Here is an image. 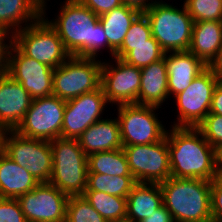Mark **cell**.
I'll list each match as a JSON object with an SVG mask.
<instances>
[{
    "label": "cell",
    "instance_id": "obj_7",
    "mask_svg": "<svg viewBox=\"0 0 222 222\" xmlns=\"http://www.w3.org/2000/svg\"><path fill=\"white\" fill-rule=\"evenodd\" d=\"M101 67V59L70 56L54 69L52 95L69 100L98 89Z\"/></svg>",
    "mask_w": 222,
    "mask_h": 222
},
{
    "label": "cell",
    "instance_id": "obj_14",
    "mask_svg": "<svg viewBox=\"0 0 222 222\" xmlns=\"http://www.w3.org/2000/svg\"><path fill=\"white\" fill-rule=\"evenodd\" d=\"M54 69L24 55L13 43L7 53L6 73L22 84L32 99L47 97L53 93Z\"/></svg>",
    "mask_w": 222,
    "mask_h": 222
},
{
    "label": "cell",
    "instance_id": "obj_35",
    "mask_svg": "<svg viewBox=\"0 0 222 222\" xmlns=\"http://www.w3.org/2000/svg\"><path fill=\"white\" fill-rule=\"evenodd\" d=\"M210 200L212 222H222V181L220 179L211 181Z\"/></svg>",
    "mask_w": 222,
    "mask_h": 222
},
{
    "label": "cell",
    "instance_id": "obj_27",
    "mask_svg": "<svg viewBox=\"0 0 222 222\" xmlns=\"http://www.w3.org/2000/svg\"><path fill=\"white\" fill-rule=\"evenodd\" d=\"M83 196L107 222H126L127 198L100 191H85Z\"/></svg>",
    "mask_w": 222,
    "mask_h": 222
},
{
    "label": "cell",
    "instance_id": "obj_28",
    "mask_svg": "<svg viewBox=\"0 0 222 222\" xmlns=\"http://www.w3.org/2000/svg\"><path fill=\"white\" fill-rule=\"evenodd\" d=\"M164 55L165 52L161 49L159 43H145L140 45H121L115 52L114 57L141 69L162 59Z\"/></svg>",
    "mask_w": 222,
    "mask_h": 222
},
{
    "label": "cell",
    "instance_id": "obj_43",
    "mask_svg": "<svg viewBox=\"0 0 222 222\" xmlns=\"http://www.w3.org/2000/svg\"><path fill=\"white\" fill-rule=\"evenodd\" d=\"M216 170L217 179L222 177V146L216 149Z\"/></svg>",
    "mask_w": 222,
    "mask_h": 222
},
{
    "label": "cell",
    "instance_id": "obj_12",
    "mask_svg": "<svg viewBox=\"0 0 222 222\" xmlns=\"http://www.w3.org/2000/svg\"><path fill=\"white\" fill-rule=\"evenodd\" d=\"M130 172L137 183H161L171 177L168 141L124 146Z\"/></svg>",
    "mask_w": 222,
    "mask_h": 222
},
{
    "label": "cell",
    "instance_id": "obj_3",
    "mask_svg": "<svg viewBox=\"0 0 222 222\" xmlns=\"http://www.w3.org/2000/svg\"><path fill=\"white\" fill-rule=\"evenodd\" d=\"M159 184L174 222H212L211 181L169 177Z\"/></svg>",
    "mask_w": 222,
    "mask_h": 222
},
{
    "label": "cell",
    "instance_id": "obj_6",
    "mask_svg": "<svg viewBox=\"0 0 222 222\" xmlns=\"http://www.w3.org/2000/svg\"><path fill=\"white\" fill-rule=\"evenodd\" d=\"M12 40L24 55L53 69L62 65L71 56L56 30L43 16L15 32Z\"/></svg>",
    "mask_w": 222,
    "mask_h": 222
},
{
    "label": "cell",
    "instance_id": "obj_26",
    "mask_svg": "<svg viewBox=\"0 0 222 222\" xmlns=\"http://www.w3.org/2000/svg\"><path fill=\"white\" fill-rule=\"evenodd\" d=\"M87 166L88 173L132 176L123 148L92 153L87 156Z\"/></svg>",
    "mask_w": 222,
    "mask_h": 222
},
{
    "label": "cell",
    "instance_id": "obj_24",
    "mask_svg": "<svg viewBox=\"0 0 222 222\" xmlns=\"http://www.w3.org/2000/svg\"><path fill=\"white\" fill-rule=\"evenodd\" d=\"M41 16L42 0H0V23L12 34Z\"/></svg>",
    "mask_w": 222,
    "mask_h": 222
},
{
    "label": "cell",
    "instance_id": "obj_36",
    "mask_svg": "<svg viewBox=\"0 0 222 222\" xmlns=\"http://www.w3.org/2000/svg\"><path fill=\"white\" fill-rule=\"evenodd\" d=\"M83 5L91 9L97 16H100L122 4L121 0H79Z\"/></svg>",
    "mask_w": 222,
    "mask_h": 222
},
{
    "label": "cell",
    "instance_id": "obj_11",
    "mask_svg": "<svg viewBox=\"0 0 222 222\" xmlns=\"http://www.w3.org/2000/svg\"><path fill=\"white\" fill-rule=\"evenodd\" d=\"M218 79L206 67L181 93L174 98L176 121L171 126L197 127L209 114Z\"/></svg>",
    "mask_w": 222,
    "mask_h": 222
},
{
    "label": "cell",
    "instance_id": "obj_4",
    "mask_svg": "<svg viewBox=\"0 0 222 222\" xmlns=\"http://www.w3.org/2000/svg\"><path fill=\"white\" fill-rule=\"evenodd\" d=\"M52 174L49 181L68 196L83 195L87 188V155L77 139L56 138L50 141Z\"/></svg>",
    "mask_w": 222,
    "mask_h": 222
},
{
    "label": "cell",
    "instance_id": "obj_17",
    "mask_svg": "<svg viewBox=\"0 0 222 222\" xmlns=\"http://www.w3.org/2000/svg\"><path fill=\"white\" fill-rule=\"evenodd\" d=\"M32 97L21 83L7 73L0 74V126L15 130L29 110Z\"/></svg>",
    "mask_w": 222,
    "mask_h": 222
},
{
    "label": "cell",
    "instance_id": "obj_32",
    "mask_svg": "<svg viewBox=\"0 0 222 222\" xmlns=\"http://www.w3.org/2000/svg\"><path fill=\"white\" fill-rule=\"evenodd\" d=\"M145 43L158 42L151 34L148 18L144 13H141L131 24L122 45H140Z\"/></svg>",
    "mask_w": 222,
    "mask_h": 222
},
{
    "label": "cell",
    "instance_id": "obj_34",
    "mask_svg": "<svg viewBox=\"0 0 222 222\" xmlns=\"http://www.w3.org/2000/svg\"><path fill=\"white\" fill-rule=\"evenodd\" d=\"M0 222H27L16 198L0 197Z\"/></svg>",
    "mask_w": 222,
    "mask_h": 222
},
{
    "label": "cell",
    "instance_id": "obj_45",
    "mask_svg": "<svg viewBox=\"0 0 222 222\" xmlns=\"http://www.w3.org/2000/svg\"><path fill=\"white\" fill-rule=\"evenodd\" d=\"M155 1V3H166L165 1H163V0H154Z\"/></svg>",
    "mask_w": 222,
    "mask_h": 222
},
{
    "label": "cell",
    "instance_id": "obj_22",
    "mask_svg": "<svg viewBox=\"0 0 222 222\" xmlns=\"http://www.w3.org/2000/svg\"><path fill=\"white\" fill-rule=\"evenodd\" d=\"M40 182L24 167L0 153V197L18 198L32 191Z\"/></svg>",
    "mask_w": 222,
    "mask_h": 222
},
{
    "label": "cell",
    "instance_id": "obj_8",
    "mask_svg": "<svg viewBox=\"0 0 222 222\" xmlns=\"http://www.w3.org/2000/svg\"><path fill=\"white\" fill-rule=\"evenodd\" d=\"M116 108L123 147L152 144L166 136L167 127L158 119V107L122 104Z\"/></svg>",
    "mask_w": 222,
    "mask_h": 222
},
{
    "label": "cell",
    "instance_id": "obj_39",
    "mask_svg": "<svg viewBox=\"0 0 222 222\" xmlns=\"http://www.w3.org/2000/svg\"><path fill=\"white\" fill-rule=\"evenodd\" d=\"M207 68L212 72L219 82H222V47L209 62Z\"/></svg>",
    "mask_w": 222,
    "mask_h": 222
},
{
    "label": "cell",
    "instance_id": "obj_30",
    "mask_svg": "<svg viewBox=\"0 0 222 222\" xmlns=\"http://www.w3.org/2000/svg\"><path fill=\"white\" fill-rule=\"evenodd\" d=\"M65 222H107L84 198L83 195L69 196Z\"/></svg>",
    "mask_w": 222,
    "mask_h": 222
},
{
    "label": "cell",
    "instance_id": "obj_44",
    "mask_svg": "<svg viewBox=\"0 0 222 222\" xmlns=\"http://www.w3.org/2000/svg\"><path fill=\"white\" fill-rule=\"evenodd\" d=\"M5 132H6V130L0 126V153L2 152L3 136H4Z\"/></svg>",
    "mask_w": 222,
    "mask_h": 222
},
{
    "label": "cell",
    "instance_id": "obj_16",
    "mask_svg": "<svg viewBox=\"0 0 222 222\" xmlns=\"http://www.w3.org/2000/svg\"><path fill=\"white\" fill-rule=\"evenodd\" d=\"M68 198L48 182L39 183L17 200L27 222H65Z\"/></svg>",
    "mask_w": 222,
    "mask_h": 222
},
{
    "label": "cell",
    "instance_id": "obj_2",
    "mask_svg": "<svg viewBox=\"0 0 222 222\" xmlns=\"http://www.w3.org/2000/svg\"><path fill=\"white\" fill-rule=\"evenodd\" d=\"M166 132L171 177L215 180L216 150L197 127L170 126Z\"/></svg>",
    "mask_w": 222,
    "mask_h": 222
},
{
    "label": "cell",
    "instance_id": "obj_23",
    "mask_svg": "<svg viewBox=\"0 0 222 222\" xmlns=\"http://www.w3.org/2000/svg\"><path fill=\"white\" fill-rule=\"evenodd\" d=\"M221 47L222 22H194L189 52L207 66Z\"/></svg>",
    "mask_w": 222,
    "mask_h": 222
},
{
    "label": "cell",
    "instance_id": "obj_10",
    "mask_svg": "<svg viewBox=\"0 0 222 222\" xmlns=\"http://www.w3.org/2000/svg\"><path fill=\"white\" fill-rule=\"evenodd\" d=\"M65 105L66 100L54 95L33 99L14 131L26 138L45 141L61 138Z\"/></svg>",
    "mask_w": 222,
    "mask_h": 222
},
{
    "label": "cell",
    "instance_id": "obj_41",
    "mask_svg": "<svg viewBox=\"0 0 222 222\" xmlns=\"http://www.w3.org/2000/svg\"><path fill=\"white\" fill-rule=\"evenodd\" d=\"M11 44H0V74H5L7 70V53Z\"/></svg>",
    "mask_w": 222,
    "mask_h": 222
},
{
    "label": "cell",
    "instance_id": "obj_42",
    "mask_svg": "<svg viewBox=\"0 0 222 222\" xmlns=\"http://www.w3.org/2000/svg\"><path fill=\"white\" fill-rule=\"evenodd\" d=\"M12 39L13 34L0 23V44H12Z\"/></svg>",
    "mask_w": 222,
    "mask_h": 222
},
{
    "label": "cell",
    "instance_id": "obj_31",
    "mask_svg": "<svg viewBox=\"0 0 222 222\" xmlns=\"http://www.w3.org/2000/svg\"><path fill=\"white\" fill-rule=\"evenodd\" d=\"M183 2L194 22H222V0H184Z\"/></svg>",
    "mask_w": 222,
    "mask_h": 222
},
{
    "label": "cell",
    "instance_id": "obj_29",
    "mask_svg": "<svg viewBox=\"0 0 222 222\" xmlns=\"http://www.w3.org/2000/svg\"><path fill=\"white\" fill-rule=\"evenodd\" d=\"M136 183L133 176H109L88 173L85 191H100L109 195L127 198Z\"/></svg>",
    "mask_w": 222,
    "mask_h": 222
},
{
    "label": "cell",
    "instance_id": "obj_15",
    "mask_svg": "<svg viewBox=\"0 0 222 222\" xmlns=\"http://www.w3.org/2000/svg\"><path fill=\"white\" fill-rule=\"evenodd\" d=\"M108 105L102 87L66 100L61 138L78 139L92 124L103 119Z\"/></svg>",
    "mask_w": 222,
    "mask_h": 222
},
{
    "label": "cell",
    "instance_id": "obj_19",
    "mask_svg": "<svg viewBox=\"0 0 222 222\" xmlns=\"http://www.w3.org/2000/svg\"><path fill=\"white\" fill-rule=\"evenodd\" d=\"M168 98V74L164 55L162 59L141 68L138 104L162 108L161 105Z\"/></svg>",
    "mask_w": 222,
    "mask_h": 222
},
{
    "label": "cell",
    "instance_id": "obj_33",
    "mask_svg": "<svg viewBox=\"0 0 222 222\" xmlns=\"http://www.w3.org/2000/svg\"><path fill=\"white\" fill-rule=\"evenodd\" d=\"M207 142L216 150L222 146V116L208 114L197 126Z\"/></svg>",
    "mask_w": 222,
    "mask_h": 222
},
{
    "label": "cell",
    "instance_id": "obj_37",
    "mask_svg": "<svg viewBox=\"0 0 222 222\" xmlns=\"http://www.w3.org/2000/svg\"><path fill=\"white\" fill-rule=\"evenodd\" d=\"M209 114H218L222 116V82H218L214 90Z\"/></svg>",
    "mask_w": 222,
    "mask_h": 222
},
{
    "label": "cell",
    "instance_id": "obj_20",
    "mask_svg": "<svg viewBox=\"0 0 222 222\" xmlns=\"http://www.w3.org/2000/svg\"><path fill=\"white\" fill-rule=\"evenodd\" d=\"M104 118L89 126L79 137L78 143L88 156L92 153L122 149L118 118Z\"/></svg>",
    "mask_w": 222,
    "mask_h": 222
},
{
    "label": "cell",
    "instance_id": "obj_25",
    "mask_svg": "<svg viewBox=\"0 0 222 222\" xmlns=\"http://www.w3.org/2000/svg\"><path fill=\"white\" fill-rule=\"evenodd\" d=\"M140 14L141 12L135 8L121 5L99 16V22L107 36L109 50L107 52L111 54L109 55L111 58L121 47L131 24Z\"/></svg>",
    "mask_w": 222,
    "mask_h": 222
},
{
    "label": "cell",
    "instance_id": "obj_13",
    "mask_svg": "<svg viewBox=\"0 0 222 222\" xmlns=\"http://www.w3.org/2000/svg\"><path fill=\"white\" fill-rule=\"evenodd\" d=\"M109 61L102 59L100 83L109 105L138 104L141 69L116 57Z\"/></svg>",
    "mask_w": 222,
    "mask_h": 222
},
{
    "label": "cell",
    "instance_id": "obj_21",
    "mask_svg": "<svg viewBox=\"0 0 222 222\" xmlns=\"http://www.w3.org/2000/svg\"><path fill=\"white\" fill-rule=\"evenodd\" d=\"M162 205L159 183H136L127 197L126 222H141Z\"/></svg>",
    "mask_w": 222,
    "mask_h": 222
},
{
    "label": "cell",
    "instance_id": "obj_40",
    "mask_svg": "<svg viewBox=\"0 0 222 222\" xmlns=\"http://www.w3.org/2000/svg\"><path fill=\"white\" fill-rule=\"evenodd\" d=\"M122 4L139 10L144 13L149 9L154 3V0H121Z\"/></svg>",
    "mask_w": 222,
    "mask_h": 222
},
{
    "label": "cell",
    "instance_id": "obj_9",
    "mask_svg": "<svg viewBox=\"0 0 222 222\" xmlns=\"http://www.w3.org/2000/svg\"><path fill=\"white\" fill-rule=\"evenodd\" d=\"M2 152L40 183L50 181L53 164L50 141L26 138L14 130H6Z\"/></svg>",
    "mask_w": 222,
    "mask_h": 222
},
{
    "label": "cell",
    "instance_id": "obj_1",
    "mask_svg": "<svg viewBox=\"0 0 222 222\" xmlns=\"http://www.w3.org/2000/svg\"><path fill=\"white\" fill-rule=\"evenodd\" d=\"M47 0H42V16L56 30L66 50L75 57L99 58L108 50V40L97 16L79 0H65L55 18L46 17ZM106 47V48H105Z\"/></svg>",
    "mask_w": 222,
    "mask_h": 222
},
{
    "label": "cell",
    "instance_id": "obj_38",
    "mask_svg": "<svg viewBox=\"0 0 222 222\" xmlns=\"http://www.w3.org/2000/svg\"><path fill=\"white\" fill-rule=\"evenodd\" d=\"M141 222H174V220L171 213L164 205H162L148 218L142 220Z\"/></svg>",
    "mask_w": 222,
    "mask_h": 222
},
{
    "label": "cell",
    "instance_id": "obj_18",
    "mask_svg": "<svg viewBox=\"0 0 222 222\" xmlns=\"http://www.w3.org/2000/svg\"><path fill=\"white\" fill-rule=\"evenodd\" d=\"M169 98L184 91L207 67L189 51L165 53ZM173 95V96H171Z\"/></svg>",
    "mask_w": 222,
    "mask_h": 222
},
{
    "label": "cell",
    "instance_id": "obj_5",
    "mask_svg": "<svg viewBox=\"0 0 222 222\" xmlns=\"http://www.w3.org/2000/svg\"><path fill=\"white\" fill-rule=\"evenodd\" d=\"M154 3L144 14L148 18L151 34L165 52L188 51L194 21L185 5Z\"/></svg>",
    "mask_w": 222,
    "mask_h": 222
}]
</instances>
